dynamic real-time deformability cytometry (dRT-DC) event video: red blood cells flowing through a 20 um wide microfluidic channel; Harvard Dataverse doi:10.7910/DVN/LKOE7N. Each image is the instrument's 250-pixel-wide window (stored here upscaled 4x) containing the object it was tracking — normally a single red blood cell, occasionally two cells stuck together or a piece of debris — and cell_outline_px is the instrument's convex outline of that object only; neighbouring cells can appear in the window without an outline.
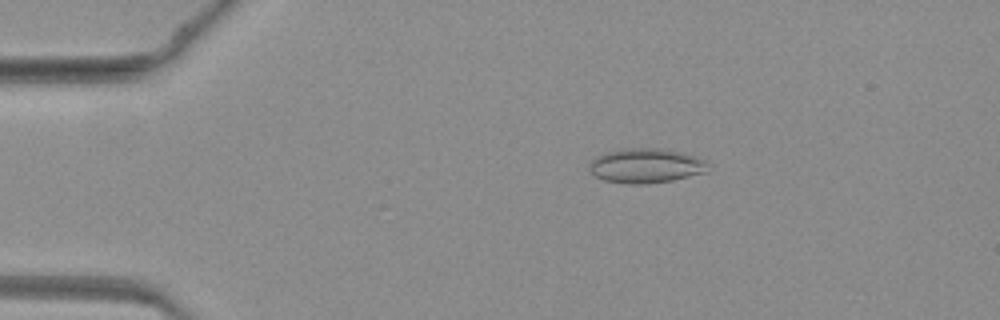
{"species": "common noctule bat (a hibernating species)", "species_latin": "Nyctalus noctula", "temperature_condition": "warm", "stored_images_in_passage": 44, "camera_frame_rate_fps": 3000, "um_per_image_px": 0.085, "animal": {"sex": "female", "body_mass_g": 19.3, "forearm_length_mm": 54.1}, "frame": {"image": 1, "passage_image": 9, "time_ms": 2.667, "image_size_px": [1000, 320], "cell_outline_px": [[708, 172], [672, 180], [644, 184], [628, 184], [604, 180], [596, 176], [588, 168], [592, 160], [596, 156], [604, 152], [624, 148], [660, 148], [684, 152], [696, 156], [704, 160]], "centroid_in_image_um": [54.89, 14.07], "position_along_channel_um": 30.1, "area_um2": 23.99}}
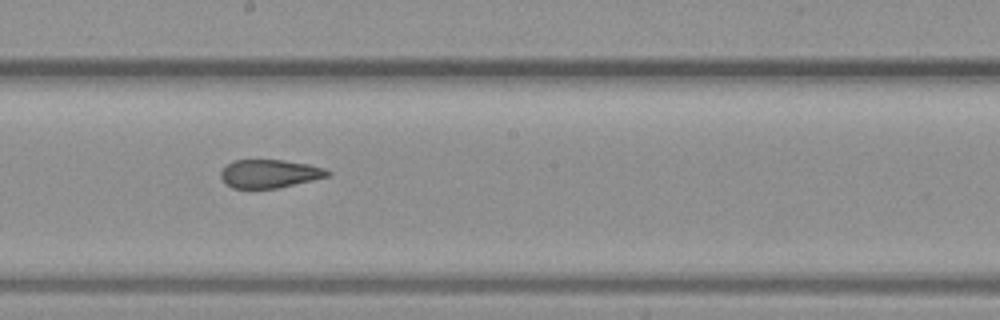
{"frame": {"image": 2, "passage_image": 26, "time_ms": 8.333, "image_size_px": [1000, 320], "cell_outline_px": [[332, 176], [276, 188], [232, 188], [220, 176], [220, 172], [232, 160], [284, 160], [308, 164], [324, 168], [332, 172]], "centroid_in_image_um": [22.96, 14.76], "position_along_channel_um": 225.2, "area_um2": 17.57}}
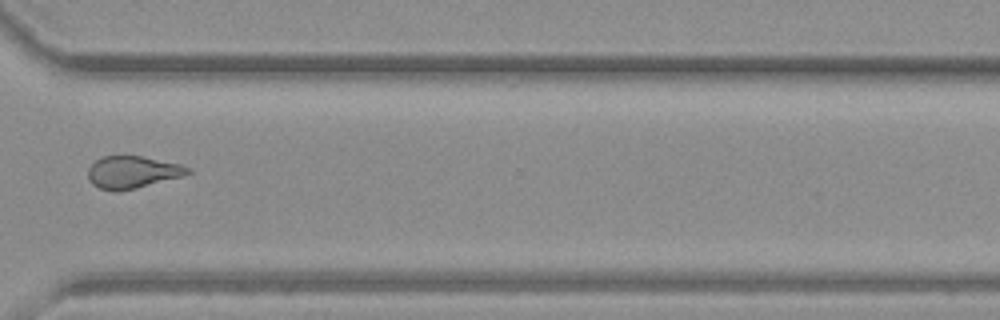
{"frame": {"image": 3, "passage_image": 35, "time_ms": 11.333, "image_size_px": [1000, 320], "cell_outline_px": [[192, 172], [184, 176], [136, 188], [116, 192], [112, 192], [100, 188], [92, 184], [88, 180], [88, 168], [96, 160], [104, 156], [144, 156], [180, 164], [192, 168]], "centroid_in_image_um": [11.28, 14.64], "position_along_channel_um": 359.3, "area_um2": 18.96}}